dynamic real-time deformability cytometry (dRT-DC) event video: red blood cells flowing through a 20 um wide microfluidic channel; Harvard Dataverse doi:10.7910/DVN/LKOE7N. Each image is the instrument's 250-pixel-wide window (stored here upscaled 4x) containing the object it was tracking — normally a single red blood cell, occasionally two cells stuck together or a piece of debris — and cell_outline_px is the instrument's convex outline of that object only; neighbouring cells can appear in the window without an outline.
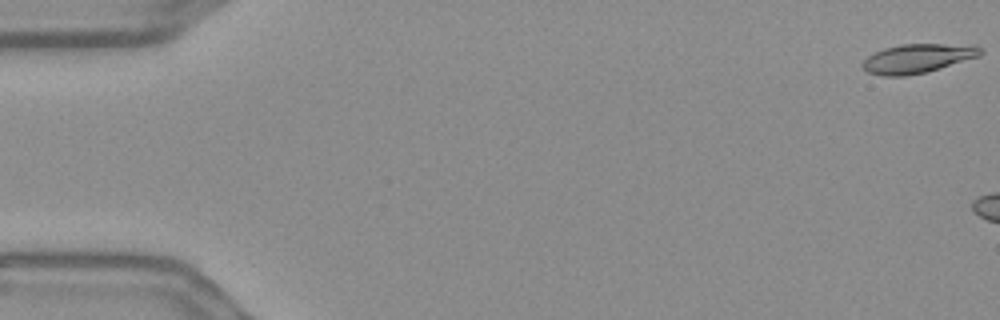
{"species": "Egyptian fruit bat (a non-hibernating species)", "species_latin": "Rousettus aegyptiacus", "temperature_condition": "warm", "stored_images_in_passage": 6, "camera_frame_rate_fps": 3000, "um_per_image_px": 0.085, "frame": {"image": 1, "passage_image": 1, "time_ms": 0.0, "image_size_px": [1000, 320], "cell_outline_px": [[984, 52], [980, 56], [940, 68], [924, 72], [904, 76], [884, 76], [868, 72], [860, 68], [860, 64], [868, 56], [884, 48], [900, 44], [976, 44]], "centroid_in_image_um": [78.0, 4.95], "position_along_channel_um": 7.0, "area_um2": 20.11}}